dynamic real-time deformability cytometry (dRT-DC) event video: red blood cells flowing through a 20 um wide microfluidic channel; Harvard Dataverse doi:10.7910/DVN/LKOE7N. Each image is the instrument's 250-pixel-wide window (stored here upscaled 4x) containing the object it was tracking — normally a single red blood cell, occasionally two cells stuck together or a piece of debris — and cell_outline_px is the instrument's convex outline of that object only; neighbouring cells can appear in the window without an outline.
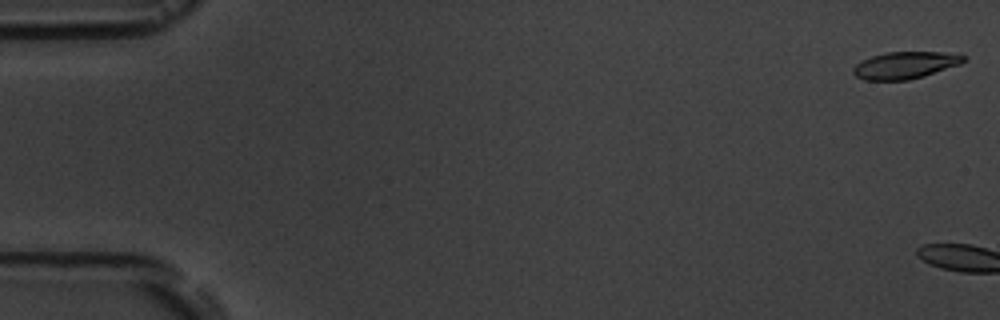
{"species": "common noctule bat (a hibernating species)", "species_latin": "Nyctalus noctula", "temperature_condition": "room temperature", "stored_images_in_passage": 6, "camera_frame_rate_fps": 3000, "um_per_image_px": 0.085, "animal": {"sex": "male", "body_mass_g": 19.5, "forearm_length_mm": 54.6}, "frame": {"image": 1, "passage_image": 1, "time_ms": 0.0, "image_size_px": [1000, 320], "cell_outline_px": [[968, 60], [960, 64], [924, 76], [908, 80], [864, 80], [856, 76], [852, 72], [852, 68], [856, 64], [872, 56], [884, 52], [940, 52], [968, 56]], "centroid_in_image_um": [76.95, 5.54], "position_along_channel_um": 8.1, "area_um2": 17.4}}